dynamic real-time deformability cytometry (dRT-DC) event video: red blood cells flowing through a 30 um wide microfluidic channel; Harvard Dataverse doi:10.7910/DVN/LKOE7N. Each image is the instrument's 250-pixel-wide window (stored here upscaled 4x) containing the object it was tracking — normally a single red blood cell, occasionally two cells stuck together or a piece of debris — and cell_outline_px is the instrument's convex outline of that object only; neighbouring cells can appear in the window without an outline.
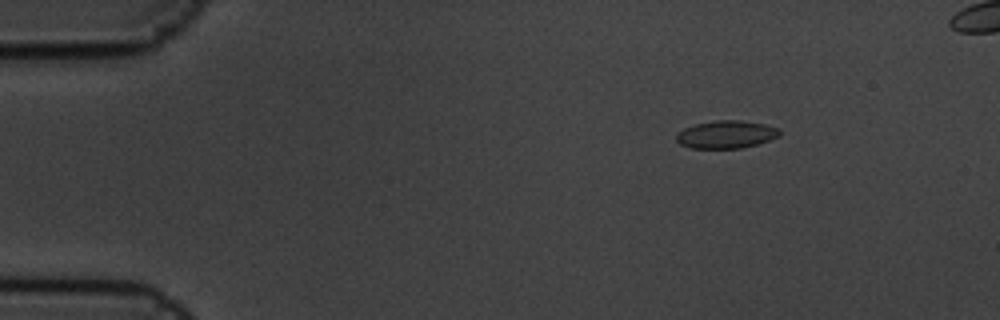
{"species": "common noctule bat (a hibernating species)", "species_latin": "Nyctalus noctula", "temperature_condition": "cold", "stored_images_in_passage": 7, "camera_frame_rate_fps": 3000, "um_per_image_px": 0.085, "animal": {"sex": "male", "body_mass_g": 19.5, "forearm_length_mm": 54.6}, "frame": {"image": 1, "passage_image": 2, "time_ms": 0.333, "image_size_px": [1000, 320], "cell_outline_px": [[780, 136], [756, 144], [740, 148], [688, 148], [680, 144], [676, 140], [676, 136], [684, 128], [696, 124], [716, 120], [736, 120], [764, 124], [780, 128]], "centroid_in_image_um": [61.72, 11.43], "position_along_channel_um": 23.3, "area_um2": 16.53}}
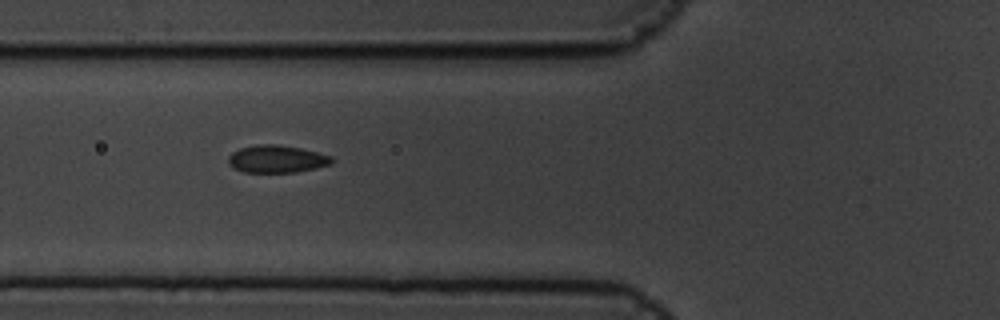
{"frame": {"image": 2, "passage_image": 6, "time_ms": 1.667, "image_size_px": [1000, 320], "cell_outline_px": [[336, 160], [332, 164], [316, 168], [296, 172], [244, 172], [232, 168], [228, 164], [228, 156], [232, 152], [240, 148], [256, 144], [276, 144], [300, 148], [332, 156]], "centroid_in_image_um": [23.52, 13.51], "position_along_channel_um": 102.3, "area_um2": 16.76}}
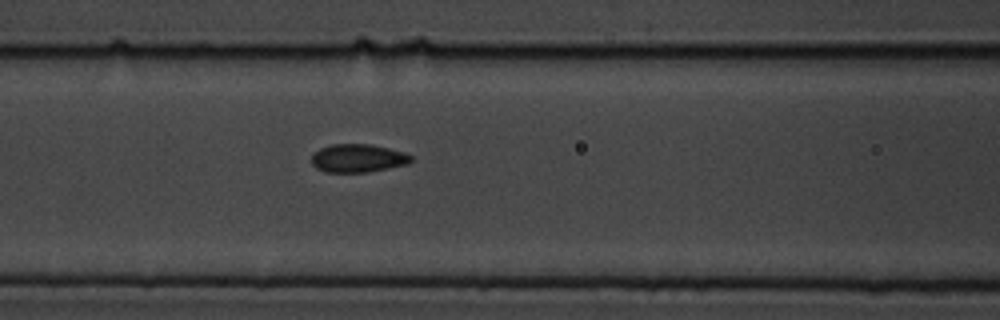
{"frame": {"image": 3, "passage_image": 7, "time_ms": 2.0, "image_size_px": [1000, 320], "cell_outline_px": [[412, 160], [408, 164], [368, 172], [324, 172], [316, 168], [312, 164], [312, 156], [320, 148], [332, 144], [372, 144], [404, 152], [412, 156]], "centroid_in_image_um": [30.43, 13.45], "position_along_channel_um": 136.2, "area_um2": 16.36}}